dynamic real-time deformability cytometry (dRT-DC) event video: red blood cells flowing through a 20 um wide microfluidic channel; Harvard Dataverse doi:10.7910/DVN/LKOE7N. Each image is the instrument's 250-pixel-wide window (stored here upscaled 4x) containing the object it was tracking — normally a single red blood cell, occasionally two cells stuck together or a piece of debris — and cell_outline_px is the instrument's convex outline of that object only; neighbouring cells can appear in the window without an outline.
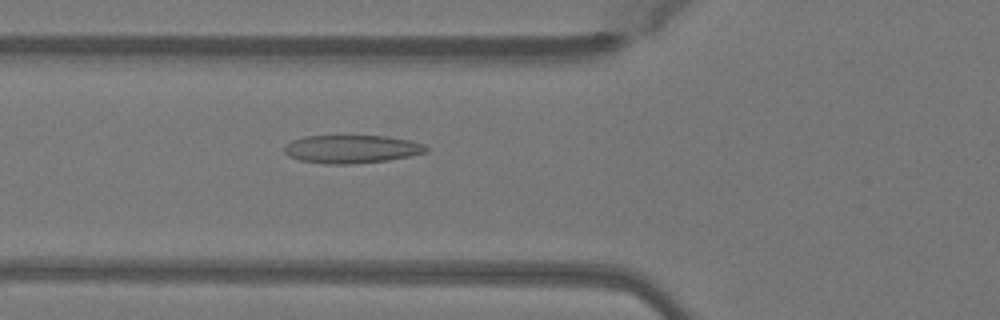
{"species": "Egyptian fruit bat (a non-hibernating species)", "species_latin": "Rousettus aegyptiacus", "temperature_condition": "warm", "stored_images_in_passage": 41, "camera_frame_rate_fps": 3000, "um_per_image_px": 0.085, "animal": {"sex": "female"}, "frame": {"image": 1, "passage_image": 9, "time_ms": 2.667, "image_size_px": [1000, 320], "cell_outline_px": [[428, 152], [388, 160], [352, 164], [324, 164], [300, 160], [288, 156], [284, 152], [284, 144], [292, 140], [304, 136], [388, 136], [412, 140], [424, 144], [428, 148]], "centroid_in_image_um": [29.88, 12.67], "position_along_channel_um": 95.9, "area_um2": 23.47}}
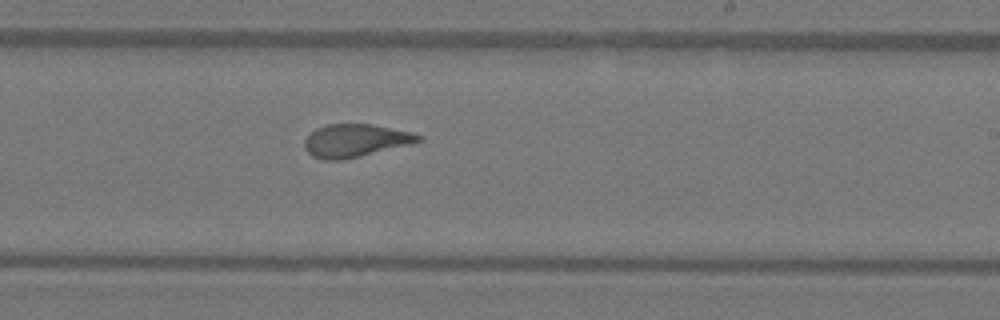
{"frame": {"image": 2, "passage_image": 21, "time_ms": 6.667, "image_size_px": [1000, 320], "cell_outline_px": [[424, 140], [408, 144], [340, 160], [324, 160], [312, 156], [304, 148], [304, 140], [316, 128], [328, 124], [372, 124], [412, 132], [424, 136]], "centroid_in_image_um": [30.19, 11.93], "position_along_channel_um": 258.8, "area_um2": 21.5}}
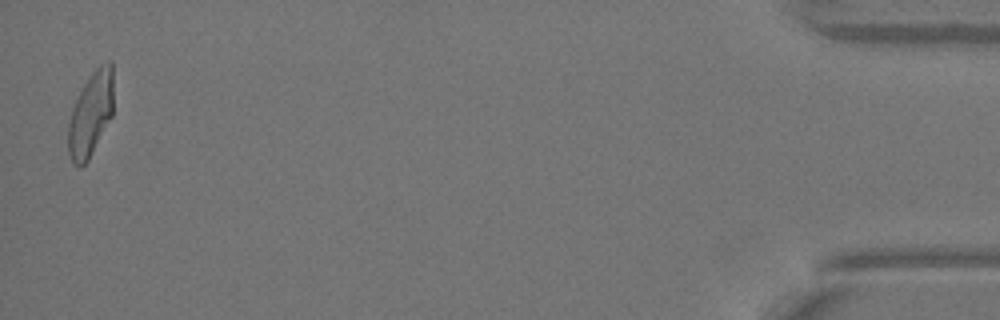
{"frame": {"image": 3, "passage_image": 40, "time_ms": 13.0, "image_size_px": [1000, 320], "cell_outline_px": [[112, 116], [88, 160], [80, 168], [76, 168], [72, 164], [68, 152], [68, 124], [72, 108], [88, 76], [100, 64], [108, 60], [112, 60]], "centroid_in_image_um": [7.69, 9.72], "position_along_channel_um": 427.5, "area_um2": 22.25}, "authors_computed_cell_mechanics": {"area_um2": 22.1952, "velocity_mm_per_s": 4.0769, "shape_relaxation_time_tau1_ms": 6.6104, "shape_relaxation_time_tau2_ms": 1.2982, "deformation_change_tau1": 0.2239, "deformation_change_tau2": 0.0724}}